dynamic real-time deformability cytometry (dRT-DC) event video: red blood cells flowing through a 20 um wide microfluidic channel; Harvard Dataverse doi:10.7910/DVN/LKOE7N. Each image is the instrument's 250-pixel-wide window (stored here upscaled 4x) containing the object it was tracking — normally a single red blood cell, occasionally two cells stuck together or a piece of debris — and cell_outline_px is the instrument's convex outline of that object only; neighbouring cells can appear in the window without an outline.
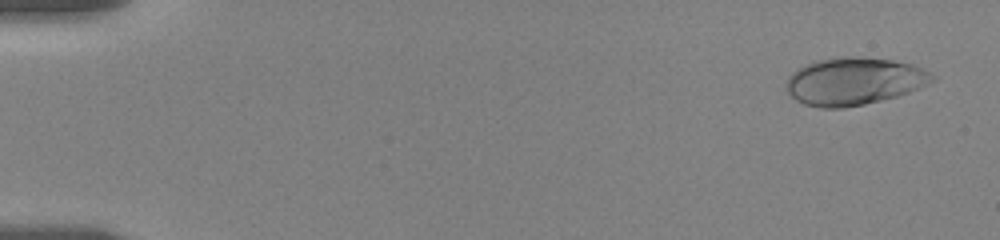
{"species": "human", "species_latin": "Homo sapiens", "temperature_condition": "room temperature", "stored_images_in_passage": 59, "camera_frame_rate_fps": 3000, "um_per_image_px": 0.085, "donor": {"sex": "female"}, "frame": {"image": 1, "passage_image": 3, "time_ms": 0.667, "image_size_px": [1000, 240], "cell_outline_px": [[936, 80], [908, 92], [896, 96], [864, 104], [844, 108], [820, 108], [804, 104], [796, 100], [788, 92], [788, 76], [796, 68], [804, 64], [816, 60], [844, 56], [860, 56], [892, 60], [912, 64], [924, 68], [936, 76]], "centroid_in_image_um": [72.6, 6.89], "position_along_channel_um": 12.4, "area_um2": 40.52}}
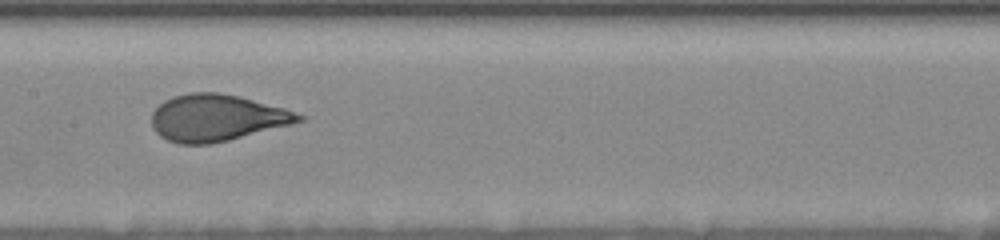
{"frame": {"image": 2, "passage_image": 30, "time_ms": 9.667, "image_size_px": [1000, 240], "cell_outline_px": [[304, 120], [292, 124], [212, 144], [180, 144], [168, 140], [160, 136], [152, 128], [152, 112], [164, 100], [172, 96], [188, 92], [216, 92], [240, 96], [284, 108], [304, 116]], "centroid_in_image_um": [18.39, 10.01], "position_along_channel_um": 189.0, "area_um2": 40.0}}
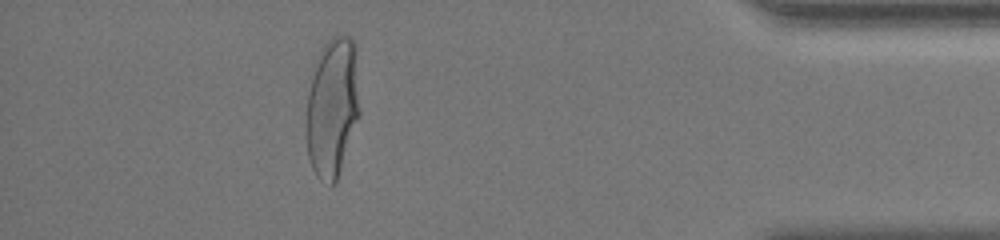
{"frame": {"image": 3, "passage_image": 52, "time_ms": 17.0, "image_size_px": [1000, 240], "cell_outline_px": [[360, 116], [336, 184], [332, 184], [320, 180], [316, 176], [312, 168], [308, 156], [304, 124], [308, 92], [312, 76], [320, 52], [324, 44], [332, 36], [348, 36], [356, 44], [360, 112]], "centroid_in_image_um": [28.26, 9.16], "position_along_channel_um": 406.9, "area_um2": 44.27}, "authors_computed_cell_mechanics": {"area_um2": 39.8242, "velocity_mm_per_s": 3.5136, "shape_relaxation_time_tau1_ms": 4.2167, "shape_relaxation_time_tau2_ms": null, "deformation_change_tau1": 0.1909, "deformation_change_tau2": null}}